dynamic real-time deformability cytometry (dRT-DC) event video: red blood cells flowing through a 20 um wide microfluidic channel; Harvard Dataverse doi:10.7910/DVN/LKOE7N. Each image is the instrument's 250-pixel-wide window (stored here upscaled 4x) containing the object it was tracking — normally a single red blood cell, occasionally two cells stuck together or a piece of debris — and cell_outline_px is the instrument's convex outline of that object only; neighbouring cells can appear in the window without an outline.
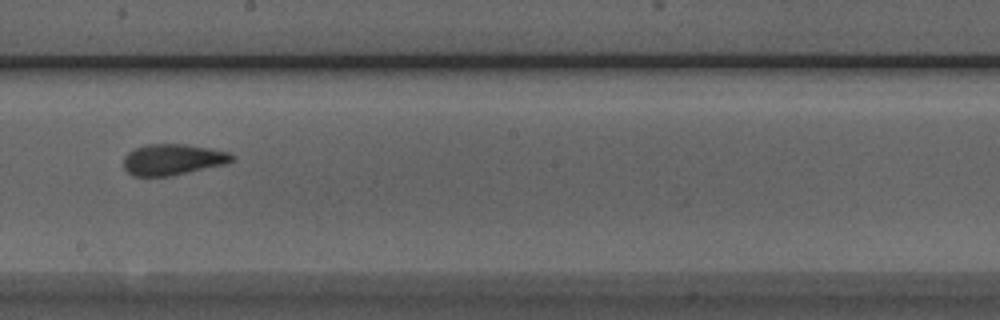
{"species": "Egyptian fruit bat (a non-hibernating species)", "species_latin": "Rousettus aegyptiacus", "temperature_condition": "room temperature", "stored_images_in_passage": 6, "camera_frame_rate_fps": 3000, "um_per_image_px": 0.085, "animal": {"sex": "male"}, "frame": {"image": 1, "passage_image": 6, "time_ms": 5.667, "image_size_px": [1000, 320], "cell_outline_px": [[236, 160], [228, 164], [168, 176], [132, 176], [124, 168], [124, 156], [128, 152], [144, 144], [184, 144], [232, 152], [236, 156]], "centroid_in_image_um": [14.74, 13.55], "position_along_channel_um": 233.5, "area_um2": 19.83}}